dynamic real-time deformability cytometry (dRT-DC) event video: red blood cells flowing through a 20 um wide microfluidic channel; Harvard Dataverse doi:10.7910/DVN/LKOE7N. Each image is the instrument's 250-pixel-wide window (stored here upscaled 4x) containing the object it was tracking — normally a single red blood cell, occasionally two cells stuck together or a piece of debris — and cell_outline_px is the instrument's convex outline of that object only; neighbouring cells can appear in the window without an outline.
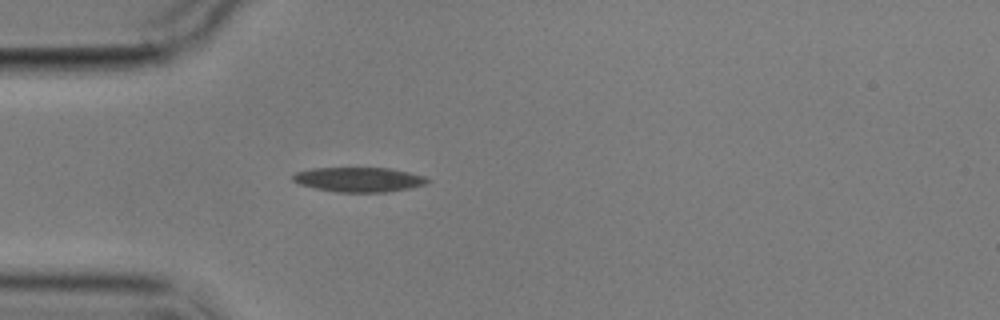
{"species": "common noctule bat (a hibernating species)", "species_latin": "Nyctalus noctula", "temperature_condition": "cold", "stored_images_in_passage": 4, "camera_frame_rate_fps": 3000, "um_per_image_px": 0.085, "animal": {"sex": "male", "body_mass_g": 17.9}, "frame": {"image": 1, "passage_image": 4, "time_ms": 3.667, "image_size_px": [1000, 320], "cell_outline_px": [[432, 180], [424, 184], [412, 188], [384, 192], [336, 192], [316, 188], [300, 184], [292, 180], [292, 176], [296, 172], [312, 168], [388, 168], [408, 172], [424, 176]], "centroid_in_image_um": [30.51, 15.26], "position_along_channel_um": 54.5, "area_um2": 19.25}}